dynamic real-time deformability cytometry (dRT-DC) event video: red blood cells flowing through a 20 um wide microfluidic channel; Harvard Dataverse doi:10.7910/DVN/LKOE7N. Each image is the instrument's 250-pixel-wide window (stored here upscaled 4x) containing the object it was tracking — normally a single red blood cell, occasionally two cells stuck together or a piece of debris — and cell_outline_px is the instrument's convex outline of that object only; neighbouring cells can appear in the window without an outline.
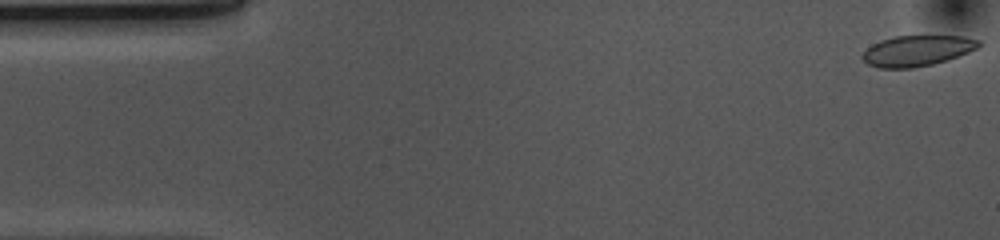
{"species": "common noctule bat (a hibernating species)", "species_latin": "Nyctalus noctula", "temperature_condition": "cold", "stored_images_in_passage": 51, "camera_frame_rate_fps": 3000, "um_per_image_px": 0.085, "animal": {"sex": "female", "body_mass_g": 10.0, "forearm_length_mm": 53.1}, "frame": {"image": 1, "passage_image": 1, "time_ms": 0.0, "image_size_px": [1000, 240], "cell_outline_px": [[980, 44], [976, 48], [968, 52], [948, 60], [932, 64], [912, 68], [880, 68], [868, 64], [860, 56], [872, 44], [880, 40], [896, 36], [964, 36], [980, 40]], "centroid_in_image_um": [77.94, 4.31], "position_along_channel_um": 7.1, "area_um2": 20.69}}
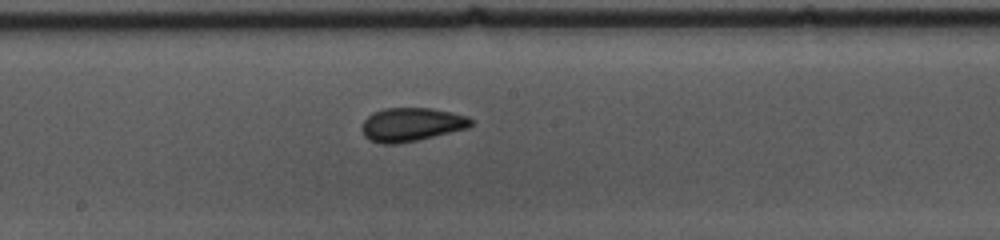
{"frame": {"image": 2, "passage_image": 27, "time_ms": 8.667, "image_size_px": [1000, 240], "cell_outline_px": [[472, 124], [468, 128], [420, 140], [396, 144], [380, 144], [368, 140], [364, 136], [360, 128], [364, 120], [372, 112], [384, 108], [432, 108], [452, 112], [468, 116], [472, 120]], "centroid_in_image_um": [34.94, 10.59], "position_along_channel_um": 213.3, "area_um2": 21.73}}
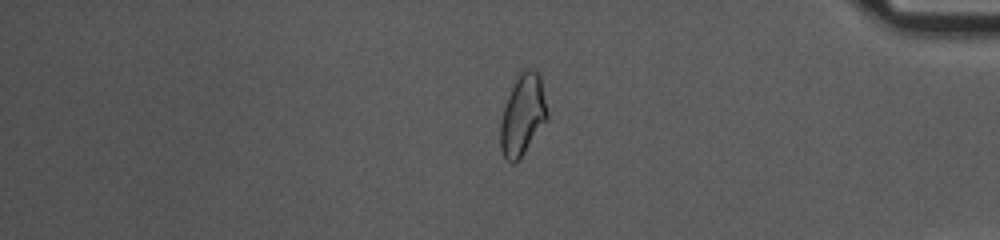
{"frame": {"image": 3, "passage_image": 44, "time_ms": 14.333, "image_size_px": [1000, 240], "cell_outline_px": [[548, 116], [524, 152], [512, 164], [504, 156], [500, 148], [500, 124], [504, 108], [516, 72], [524, 68], [536, 68], [540, 72], [548, 112]], "centroid_in_image_um": [44.42, 9.64], "position_along_channel_um": 390.8, "area_um2": 22.14}, "authors_computed_cell_mechanics": {"area_um2": 21.386, "velocity_mm_per_s": 3.6761, "shape_relaxation_time_tau1_ms": 3.6108, "shape_relaxation_time_tau2_ms": 1.5884, "deformation_change_tau1": 0.0928, "deformation_change_tau2": 0.0516}}